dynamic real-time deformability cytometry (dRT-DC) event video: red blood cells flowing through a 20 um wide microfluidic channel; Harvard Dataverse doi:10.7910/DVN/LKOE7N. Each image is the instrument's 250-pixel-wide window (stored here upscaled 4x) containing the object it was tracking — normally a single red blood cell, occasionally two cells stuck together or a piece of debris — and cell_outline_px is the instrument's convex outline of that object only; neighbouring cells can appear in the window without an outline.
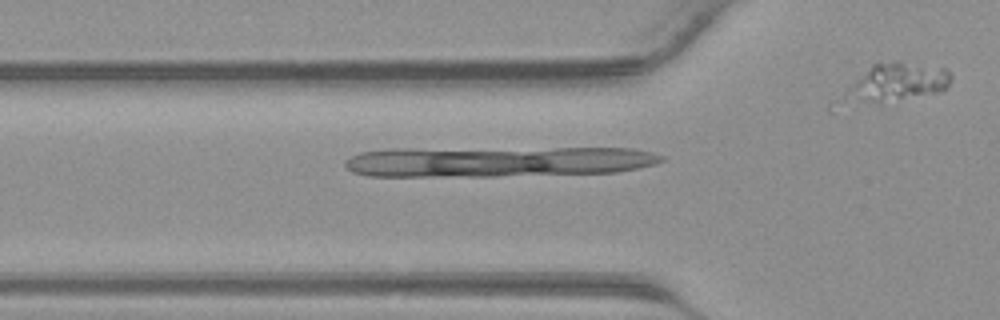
{"species": "common noctule bat (a hibernating species)", "species_latin": "Nyctalus noctula", "temperature_condition": "warm", "stored_images_in_passage": 7, "camera_frame_rate_fps": 3000, "um_per_image_px": 0.085, "animal": {"sex": "male", "body_mass_g": 23.1, "forearm_length_mm": 52.7}, "frame": {"image": 1, "passage_image": 7, "time_ms": 2.0, "image_size_px": [1000, 320], "cell_outline_px": [[952, 80], [948, 88], [940, 92], [880, 104], [844, 100], [844, 96], [852, 84], [872, 64], [900, 60], [904, 60], [948, 68], [952, 76]], "centroid_in_image_um": [76.35, 6.98], "position_along_channel_um": 49.5, "area_um2": 24.04}}